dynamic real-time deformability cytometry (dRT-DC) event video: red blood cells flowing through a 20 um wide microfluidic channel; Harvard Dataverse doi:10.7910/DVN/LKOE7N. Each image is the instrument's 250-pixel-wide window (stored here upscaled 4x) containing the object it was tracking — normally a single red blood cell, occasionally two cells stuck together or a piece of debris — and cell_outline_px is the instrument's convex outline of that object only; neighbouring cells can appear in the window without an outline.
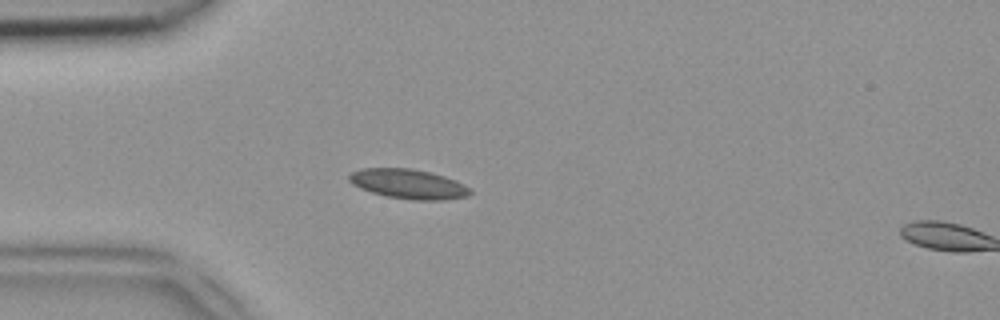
{"species": "common noctule bat (a hibernating species)", "species_latin": "Nyctalus noctula", "temperature_condition": "room temperature", "stored_images_in_passage": 14, "camera_frame_rate_fps": 3000, "um_per_image_px": 0.085, "animal": {"sex": "female", "body_mass_g": 18.4}, "frame": {"image": 1, "passage_image": 12, "time_ms": 3.667, "image_size_px": [1000, 320], "cell_outline_px": [[472, 192], [468, 196], [444, 200], [412, 200], [388, 196], [372, 192], [360, 188], [352, 184], [348, 180], [348, 176], [352, 172], [360, 168], [412, 168], [432, 172], [456, 180], [464, 184]], "centroid_in_image_um": [34.71, 15.63], "position_along_channel_um": 50.3, "area_um2": 20.98}}